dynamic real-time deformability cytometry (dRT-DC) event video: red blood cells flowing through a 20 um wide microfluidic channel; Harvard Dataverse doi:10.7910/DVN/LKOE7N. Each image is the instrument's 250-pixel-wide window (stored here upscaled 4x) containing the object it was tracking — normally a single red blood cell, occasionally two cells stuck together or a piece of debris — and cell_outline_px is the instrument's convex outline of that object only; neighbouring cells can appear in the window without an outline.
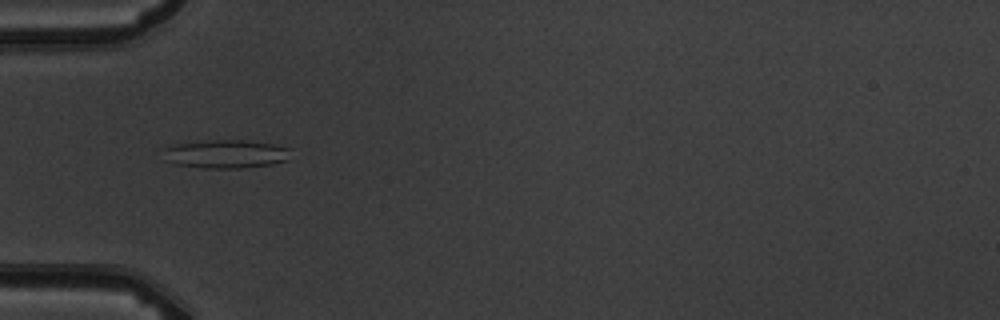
{"species": "common noctule bat (a hibernating species)", "species_latin": "Nyctalus noctula", "temperature_condition": "warm", "stored_images_in_passage": 2, "camera_frame_rate_fps": 3000, "um_per_image_px": 0.085, "animal": {"sex": "male", "body_mass_g": 19.5, "forearm_length_mm": 54.6}, "frame": {"image": 1, "passage_image": 1, "time_ms": 0.0, "image_size_px": [1000, 320], "cell_outline_px": [[292, 148], [288, 160], [272, 164], [240, 168], [200, 168], [172, 164], [164, 160], [164, 148], [176, 144], [212, 140], [240, 140], [272, 144]], "centroid_in_image_um": [19.18, 13.1], "position_along_channel_um": 65.8, "area_um2": 21.21}}
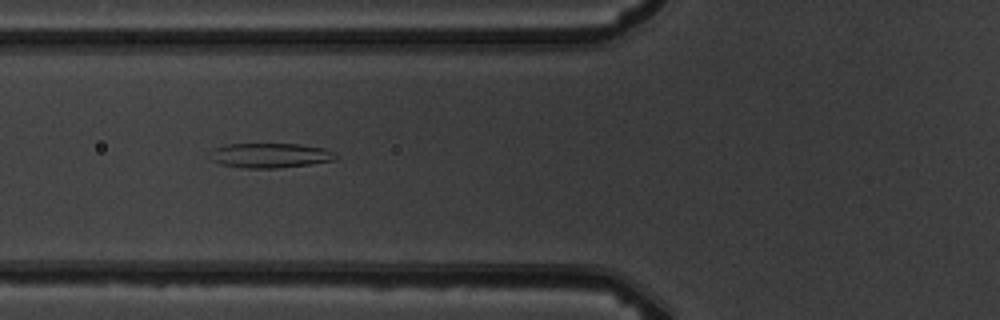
{"frame": {"image": 2, "passage_image": 2, "time_ms": 1.0, "image_size_px": [1000, 320], "cell_outline_px": [[340, 156], [336, 160], [308, 164], [276, 168], [240, 168], [220, 164], [212, 160], [208, 156], [208, 152], [212, 148], [224, 144], [300, 144], [324, 148]], "centroid_in_image_um": [22.9, 13.21], "position_along_channel_um": 102.9, "area_um2": 18.38}}